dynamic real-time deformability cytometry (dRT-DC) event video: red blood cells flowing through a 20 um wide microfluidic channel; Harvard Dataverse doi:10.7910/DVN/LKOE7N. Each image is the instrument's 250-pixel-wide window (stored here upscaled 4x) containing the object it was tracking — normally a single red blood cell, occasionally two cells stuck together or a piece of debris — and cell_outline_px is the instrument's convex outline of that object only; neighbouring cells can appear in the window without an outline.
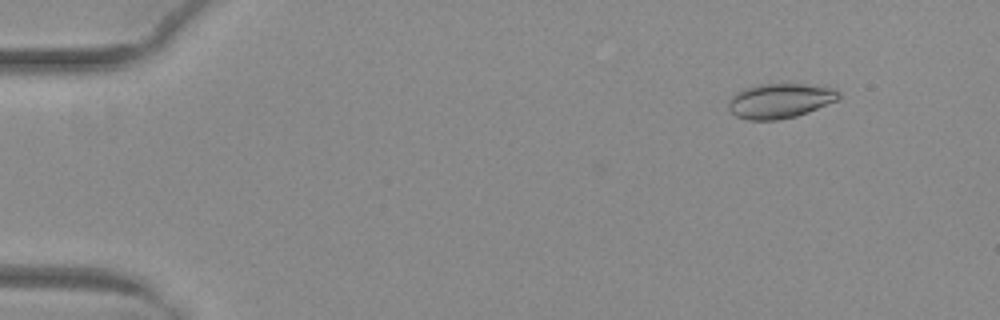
{"species": "common noctule bat (a hibernating species)", "species_latin": "Nyctalus noctula", "temperature_condition": "warm", "stored_images_in_passage": 52, "camera_frame_rate_fps": 3000, "um_per_image_px": 0.085, "animal": {"sex": "female", "body_mass_g": 29.2, "forearm_length_mm": 56.3}, "frame": {"image": 1, "passage_image": 6, "time_ms": 1.667, "image_size_px": [1000, 320], "cell_outline_px": [[840, 96], [836, 100], [808, 112], [796, 116], [780, 120], [748, 120], [736, 116], [728, 108], [728, 100], [736, 92], [744, 88], [760, 84], [824, 84], [840, 92]], "centroid_in_image_um": [66.3, 8.55], "position_along_channel_um": 18.7, "area_um2": 22.54}}
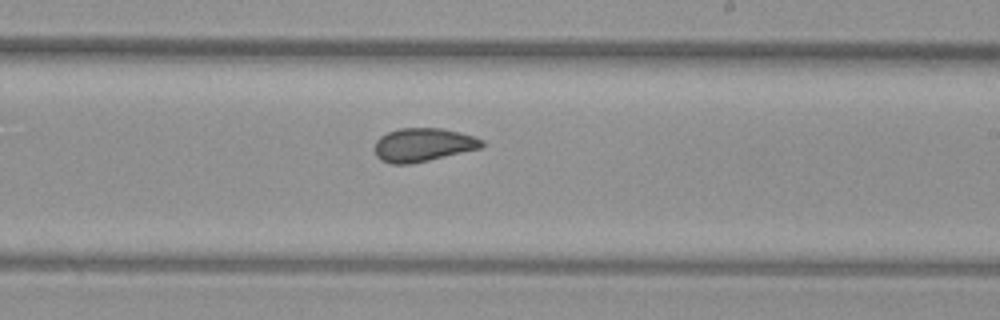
{"frame": {"image": 2, "passage_image": 32, "time_ms": 10.333, "image_size_px": [1000, 320], "cell_outline_px": [[484, 144], [480, 148], [412, 164], [392, 164], [380, 160], [376, 156], [376, 140], [380, 136], [388, 132], [400, 128], [440, 128], [460, 132], [484, 140]], "centroid_in_image_um": [35.95, 12.31], "position_along_channel_um": 253.1, "area_um2": 20.81}}
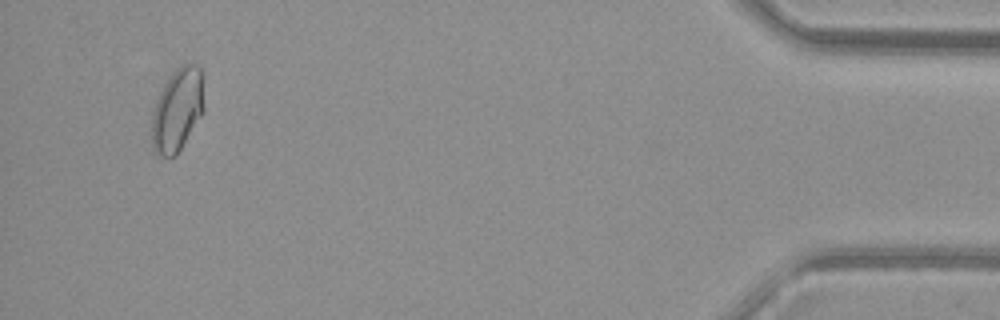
{"frame": {"image": 3, "passage_image": 50, "time_ms": 16.333, "image_size_px": [1000, 320], "cell_outline_px": [[204, 108], [200, 116], [176, 156], [160, 156], [152, 148], [152, 112], [160, 92], [164, 84], [172, 72], [180, 64], [196, 64], [200, 68], [204, 104]], "centroid_in_image_um": [15.06, 9.32], "position_along_channel_um": 420.1, "area_um2": 24.97}, "authors_computed_cell_mechanics": {"area_um2": 22.0796, "velocity_mm_per_s": 4.0273, "shape_relaxation_time_tau1_ms": null, "shape_relaxation_time_tau2_ms": 0.904, "deformation_change_tau1": null, "deformation_change_tau2": 0.053}}